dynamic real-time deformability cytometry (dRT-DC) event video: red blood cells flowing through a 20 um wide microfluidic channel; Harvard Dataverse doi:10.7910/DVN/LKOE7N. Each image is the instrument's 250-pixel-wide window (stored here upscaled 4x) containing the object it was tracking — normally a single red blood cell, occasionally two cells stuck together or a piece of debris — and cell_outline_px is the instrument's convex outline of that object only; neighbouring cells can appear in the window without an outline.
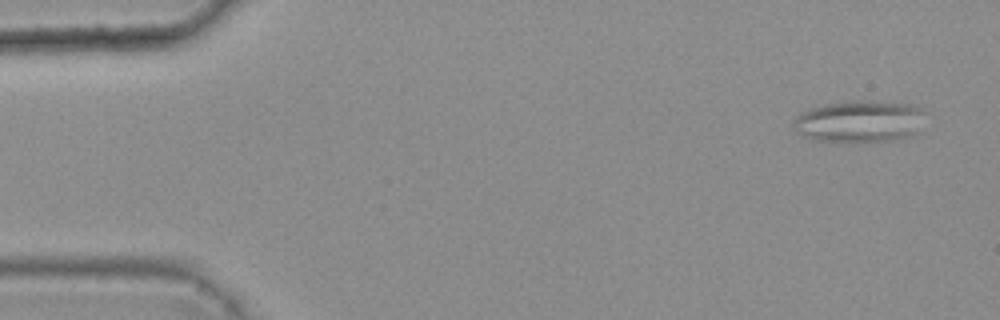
{"species": "common noctule bat (a hibernating species)", "species_latin": "Nyctalus noctula", "temperature_condition": "warm", "stored_images_in_passage": 5, "camera_frame_rate_fps": 3000, "um_per_image_px": 0.085, "animal": {"sex": "female", "body_mass_g": 25.1}, "frame": {"image": 1, "passage_image": 1, "time_ms": 0.0, "image_size_px": [1000, 320], "cell_outline_px": [[924, 112], [920, 132], [912, 136], [892, 140], [868, 144], [812, 140], [796, 132], [792, 124], [796, 116], [812, 108], [828, 104], [848, 100], [868, 100], [908, 104], [924, 108]], "centroid_in_image_um": [73.1, 10.35], "position_along_channel_um": 11.9, "area_um2": 33.12}}